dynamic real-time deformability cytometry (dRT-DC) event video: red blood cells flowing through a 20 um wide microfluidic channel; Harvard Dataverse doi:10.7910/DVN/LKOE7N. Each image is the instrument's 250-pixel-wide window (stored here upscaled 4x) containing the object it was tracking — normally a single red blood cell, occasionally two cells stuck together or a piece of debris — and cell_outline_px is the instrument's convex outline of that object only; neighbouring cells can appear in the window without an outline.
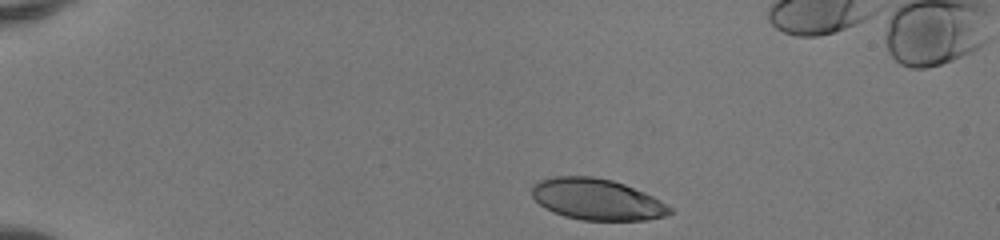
{"species": "human", "species_latin": "Homo sapiens", "temperature_condition": "room temperature", "stored_images_in_passage": 43, "camera_frame_rate_fps": 3000, "um_per_image_px": 0.085, "donor": {"sex": "female"}, "frame": {"image": 1, "passage_image": 2, "time_ms": 0.333, "image_size_px": [1000, 240], "cell_outline_px": [[672, 212], [664, 216], [648, 220], [580, 220], [564, 216], [552, 212], [544, 208], [532, 196], [532, 184], [540, 180], [556, 176], [592, 176], [612, 180], [624, 184], [644, 192], [660, 200], [672, 208]], "centroid_in_image_um": [50.72, 16.95], "position_along_channel_um": 34.3, "area_um2": 33.18}}
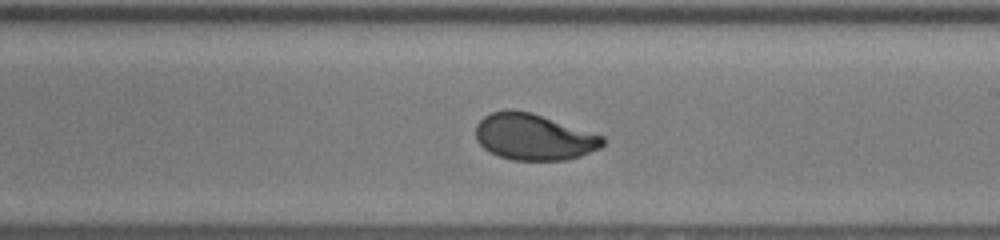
{"frame": {"image": 2, "passage_image": 23, "time_ms": 7.333, "image_size_px": [1000, 240], "cell_outline_px": [[604, 144], [600, 148], [580, 156], [568, 160], [512, 160], [488, 152], [476, 140], [476, 124], [484, 116], [492, 112], [508, 108], [512, 108], [532, 112], [604, 136]], "centroid_in_image_um": [45.35, 11.63], "position_along_channel_um": 243.6, "area_um2": 34.56}}
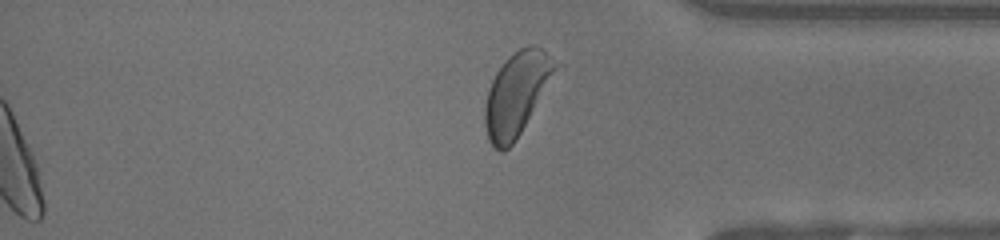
{"frame": {"image": 3, "passage_image": 43, "time_ms": 14.0, "image_size_px": [1000, 240], "cell_outline_px": [[556, 68], [520, 132], [512, 144], [504, 152], [500, 152], [488, 140], [484, 124], [484, 108], [488, 88], [496, 72], [508, 56], [520, 48], [532, 44], [540, 48], [544, 52]], "centroid_in_image_um": [43.8, 8.01], "position_along_channel_um": 391.4, "area_um2": 32.6}, "authors_computed_cell_mechanics": {"area_um2": 34.5644, "velocity_mm_per_s": 4.1359, "shape_relaxation_time_tau1_ms": 3.0969, "shape_relaxation_time_tau2_ms": null, "deformation_change_tau1": 0.1508, "deformation_change_tau2": null}}